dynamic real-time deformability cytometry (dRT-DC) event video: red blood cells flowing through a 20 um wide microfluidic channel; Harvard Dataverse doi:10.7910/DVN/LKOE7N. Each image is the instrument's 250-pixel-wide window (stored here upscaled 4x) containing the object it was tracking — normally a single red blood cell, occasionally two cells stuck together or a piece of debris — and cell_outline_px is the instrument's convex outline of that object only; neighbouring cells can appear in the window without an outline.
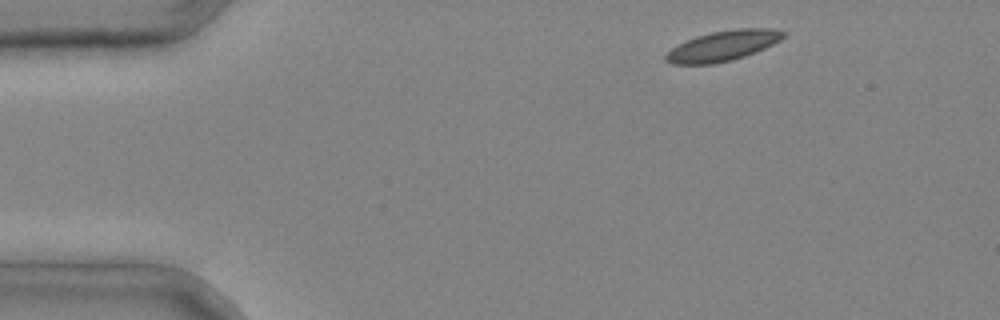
{"species": "common noctule bat (a hibernating species)", "species_latin": "Nyctalus noctula", "temperature_condition": "cold", "stored_images_in_passage": 3, "camera_frame_rate_fps": 3000, "um_per_image_px": 0.085, "animal": {"sex": "male", "body_mass_g": 20.4}, "frame": {"image": 1, "passage_image": 1, "time_ms": 0.0, "image_size_px": [1000, 320], "cell_outline_px": [[788, 32], [780, 40], [756, 52], [732, 60], [712, 64], [672, 64], [664, 60], [664, 56], [672, 48], [696, 36], [712, 32], [736, 28], [772, 28]], "centroid_in_image_um": [61.47, 3.89], "position_along_channel_um": 23.5, "area_um2": 20.63}}